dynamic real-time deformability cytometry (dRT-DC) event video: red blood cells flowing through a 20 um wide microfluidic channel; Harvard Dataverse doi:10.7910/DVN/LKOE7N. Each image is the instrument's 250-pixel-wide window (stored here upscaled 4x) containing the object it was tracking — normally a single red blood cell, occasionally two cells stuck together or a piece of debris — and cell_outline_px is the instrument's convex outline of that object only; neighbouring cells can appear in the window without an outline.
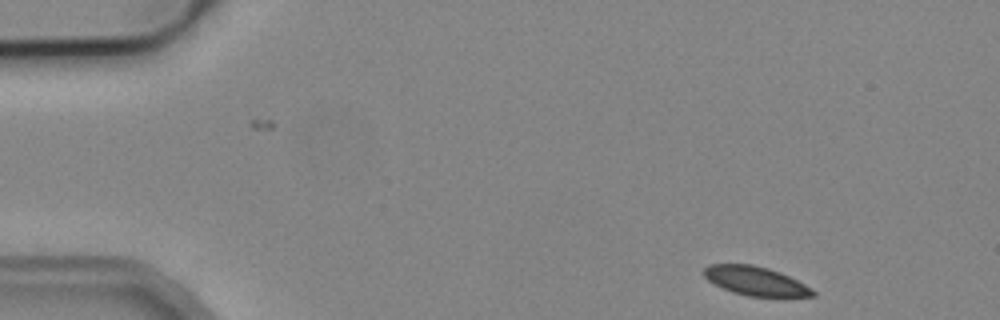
{"species": "common noctule bat (a hibernating species)", "species_latin": "Nyctalus noctula", "temperature_condition": "cold", "stored_images_in_passage": 4, "camera_frame_rate_fps": 3000, "um_per_image_px": 0.085, "animal": {"sex": "male", "body_mass_g": 19.2, "forearm_length_mm": 51.8}, "frame": {"image": 1, "passage_image": 1, "time_ms": 0.0, "image_size_px": [1000, 320], "cell_outline_px": [[816, 296], [748, 296], [732, 292], [708, 280], [704, 276], [704, 268], [708, 264], [752, 264], [768, 268], [780, 272], [812, 288], [816, 292]], "centroid_in_image_um": [64.22, 23.87], "position_along_channel_um": 20.8, "area_um2": 18.15}}
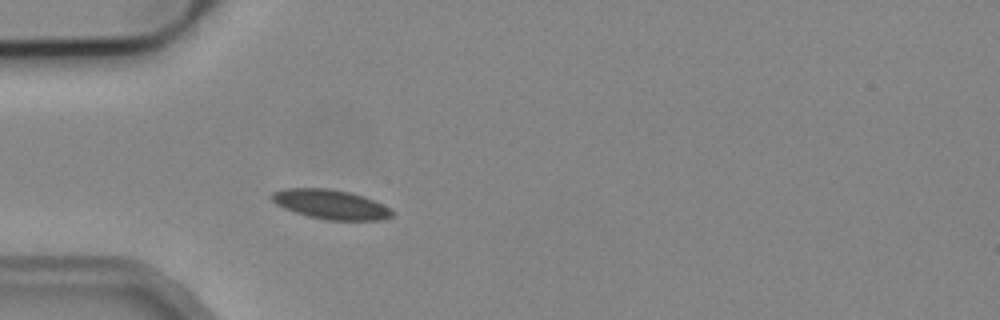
{"frame": {"image": 2, "passage_image": 4, "time_ms": 3.333, "image_size_px": [1000, 320], "cell_outline_px": [[396, 212], [392, 216], [384, 220], [324, 220], [308, 216], [284, 208], [276, 204], [272, 200], [272, 192], [284, 188], [328, 188], [348, 192], [364, 196], [392, 208]], "centroid_in_image_um": [28.15, 17.38], "position_along_channel_um": 56.8, "area_um2": 20.81}}